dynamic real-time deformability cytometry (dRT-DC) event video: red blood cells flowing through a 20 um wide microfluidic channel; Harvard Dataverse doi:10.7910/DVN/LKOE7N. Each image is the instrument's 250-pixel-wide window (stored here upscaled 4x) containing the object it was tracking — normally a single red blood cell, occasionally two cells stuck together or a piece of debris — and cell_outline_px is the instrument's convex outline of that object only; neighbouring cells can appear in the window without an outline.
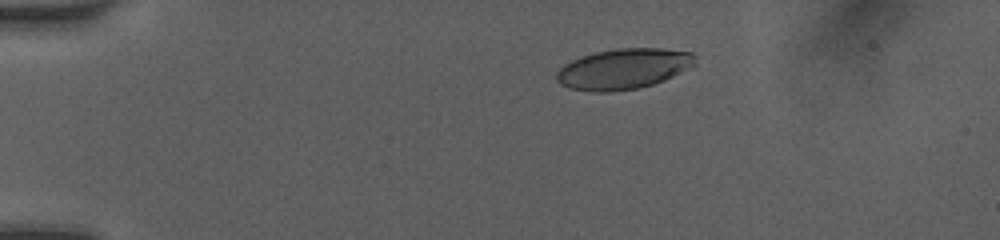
{"species": "human", "species_latin": "Homo sapiens", "temperature_condition": "room temperature", "stored_images_in_passage": 39, "camera_frame_rate_fps": 3000, "um_per_image_px": 0.085, "donor": {"sex": "female"}, "frame": {"image": 1, "passage_image": 1, "time_ms": 0.0, "image_size_px": [1000, 240], "cell_outline_px": [[696, 64], [664, 80], [640, 88], [608, 92], [588, 92], [568, 88], [560, 84], [556, 80], [556, 72], [564, 64], [572, 60], [596, 52], [620, 48], [660, 48], [692, 52], [696, 56]], "centroid_in_image_um": [52.98, 5.86], "position_along_channel_um": 32.0, "area_um2": 32.77}}
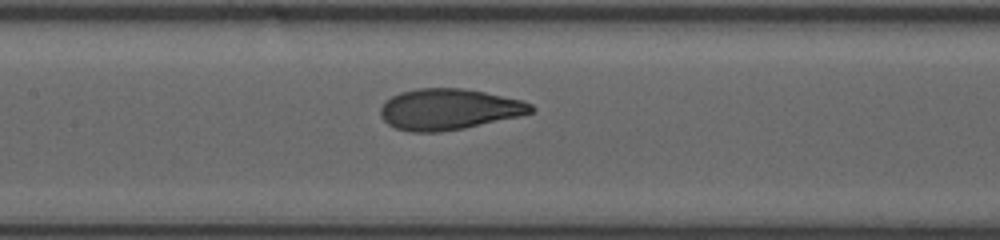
{"frame": {"image": 2, "passage_image": 16, "time_ms": 5.0, "image_size_px": [1000, 240], "cell_outline_px": [[536, 108], [532, 112], [520, 116], [464, 128], [440, 132], [412, 132], [396, 128], [388, 124], [380, 116], [380, 108], [384, 100], [400, 92], [416, 88], [464, 88], [484, 92], [520, 100], [532, 104]], "centroid_in_image_um": [38.12, 9.28], "position_along_channel_um": 169.3, "area_um2": 36.01}}
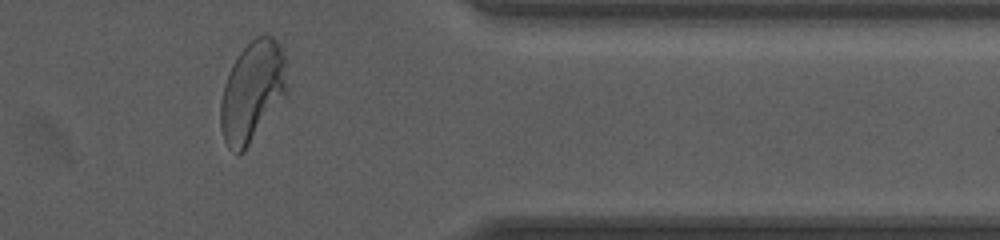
{"frame": {"image": 3, "passage_image": 33, "time_ms": 10.667, "image_size_px": [1000, 240], "cell_outline_px": [[288, 92], [244, 152], [236, 156], [228, 148], [224, 140], [220, 128], [220, 104], [224, 84], [232, 64], [240, 52], [256, 36], [272, 36], [280, 44], [284, 56], [288, 88]], "centroid_in_image_um": [21.44, 7.82], "position_along_channel_um": 390.0, "area_um2": 39.07}, "authors_computed_cell_mechanics": {"area_um2": 36.0672, "velocity_mm_per_s": 4.1411, "shape_relaxation_time_tau1_ms": 3.2611, "shape_relaxation_time_tau2_ms": null, "deformation_change_tau1": 0.1798, "deformation_change_tau2": null}}